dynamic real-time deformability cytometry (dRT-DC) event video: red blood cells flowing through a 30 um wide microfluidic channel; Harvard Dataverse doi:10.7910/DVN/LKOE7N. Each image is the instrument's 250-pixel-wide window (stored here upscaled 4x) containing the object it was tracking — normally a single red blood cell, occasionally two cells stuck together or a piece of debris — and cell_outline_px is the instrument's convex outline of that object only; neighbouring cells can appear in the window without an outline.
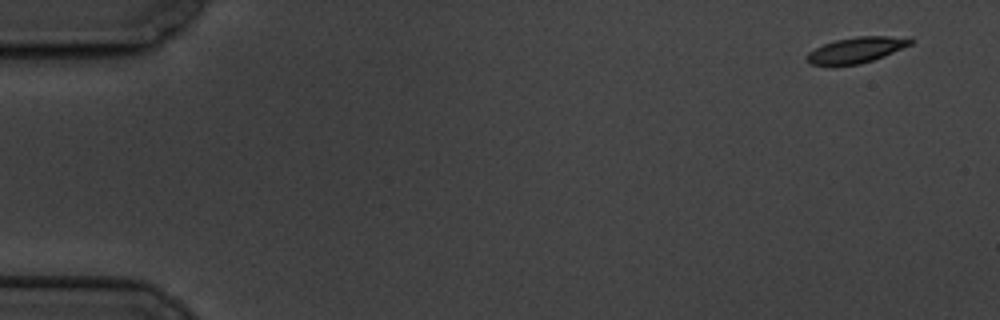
{"species": "common noctule bat (a hibernating species)", "species_latin": "Nyctalus noctula", "temperature_condition": "cold", "stored_images_in_passage": 5, "camera_frame_rate_fps": 3000, "um_per_image_px": 0.085, "animal": {"sex": "male", "body_mass_g": 19.5, "forearm_length_mm": 54.6}, "frame": {"image": 1, "passage_image": 1, "time_ms": 0.0, "image_size_px": [1000, 320], "cell_outline_px": [[916, 40], [912, 44], [884, 56], [860, 64], [832, 68], [828, 68], [808, 64], [804, 56], [808, 52], [824, 44], [836, 40], [856, 36], [912, 36]], "centroid_in_image_um": [72.76, 4.28], "position_along_channel_um": 12.2, "area_um2": 16.42}}
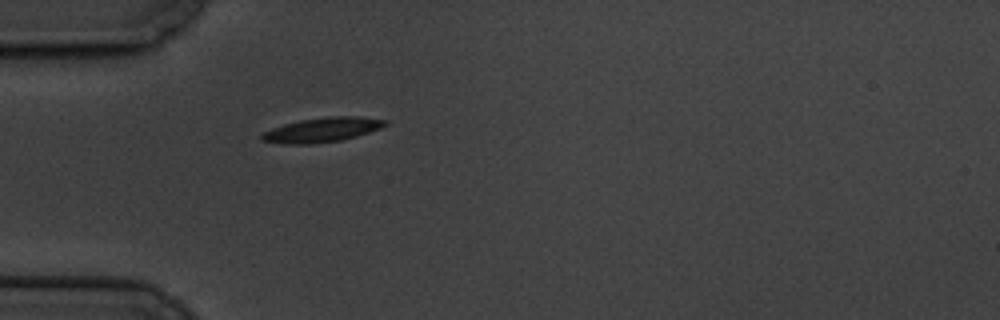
{"frame": {"image": 2, "passage_image": 5, "time_ms": 5.0, "image_size_px": [1000, 320], "cell_outline_px": [[388, 124], [380, 128], [356, 136], [340, 140], [312, 144], [288, 144], [260, 140], [260, 136], [264, 132], [272, 128], [284, 124], [300, 120], [328, 116], [360, 116], [388, 120]], "centroid_in_image_um": [27.39, 11.02], "position_along_channel_um": 57.6, "area_um2": 17.57}}